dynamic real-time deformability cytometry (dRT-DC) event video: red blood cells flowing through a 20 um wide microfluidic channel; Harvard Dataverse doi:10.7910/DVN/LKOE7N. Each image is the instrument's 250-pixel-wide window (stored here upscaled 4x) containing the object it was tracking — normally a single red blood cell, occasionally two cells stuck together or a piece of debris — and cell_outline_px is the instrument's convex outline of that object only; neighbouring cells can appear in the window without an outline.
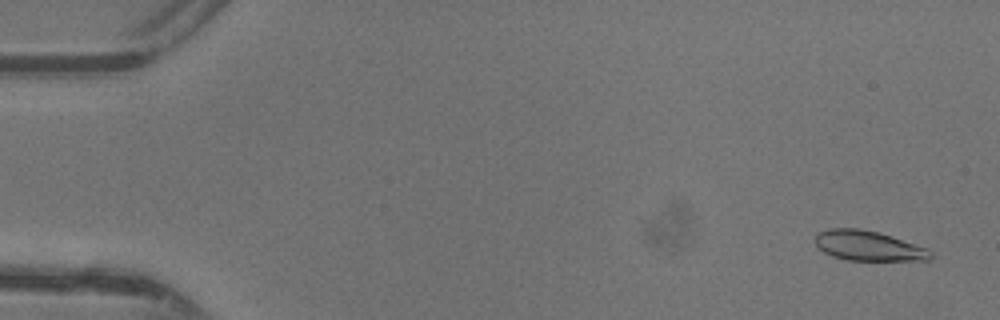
{"species": "common noctule bat (a hibernating species)", "species_latin": "Nyctalus noctula", "temperature_condition": "warm", "stored_images_in_passage": 4, "camera_frame_rate_fps": 3000, "um_per_image_px": 0.085, "animal": {"sex": "female"}, "frame": {"image": 1, "passage_image": 3, "time_ms": 0.667, "image_size_px": [1000, 320], "cell_outline_px": [[936, 256], [928, 260], [848, 260], [832, 256], [824, 252], [816, 244], [816, 232], [828, 228], [860, 228], [880, 232], [928, 248]], "centroid_in_image_um": [73.84, 20.88], "position_along_channel_um": 11.2, "area_um2": 20.35}}